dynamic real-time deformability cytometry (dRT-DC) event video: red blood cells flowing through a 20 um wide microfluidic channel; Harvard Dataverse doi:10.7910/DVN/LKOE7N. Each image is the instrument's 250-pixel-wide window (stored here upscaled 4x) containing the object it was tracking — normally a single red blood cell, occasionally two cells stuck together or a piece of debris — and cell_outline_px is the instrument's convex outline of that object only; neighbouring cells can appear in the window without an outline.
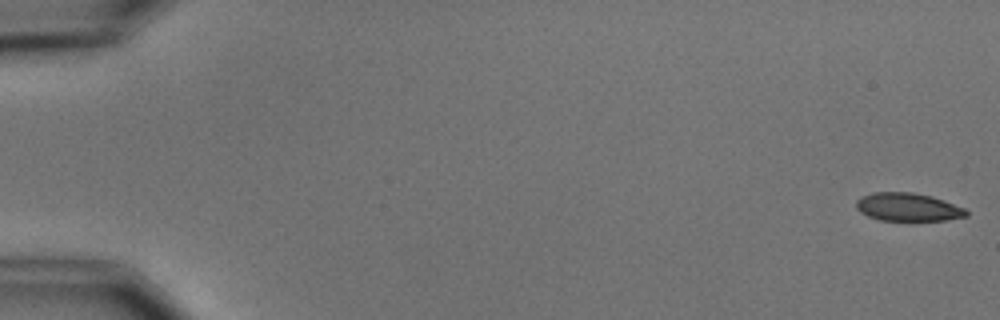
{"species": "common noctule bat (a hibernating species)", "species_latin": "Nyctalus noctula", "temperature_condition": "cold", "stored_images_in_passage": 8, "camera_frame_rate_fps": 3000, "um_per_image_px": 0.085, "animal": {"sex": "male", "body_mass_g": 15.6}, "frame": {"image": 1, "passage_image": 1, "time_ms": 0.0, "image_size_px": [1000, 320], "cell_outline_px": [[968, 216], [948, 220], [880, 220], [868, 216], [860, 212], [856, 208], [856, 200], [860, 196], [872, 192], [912, 192], [932, 196], [944, 200], [964, 208], [968, 212]], "centroid_in_image_um": [77.16, 17.59], "position_along_channel_um": 7.8, "area_um2": 18.15}}
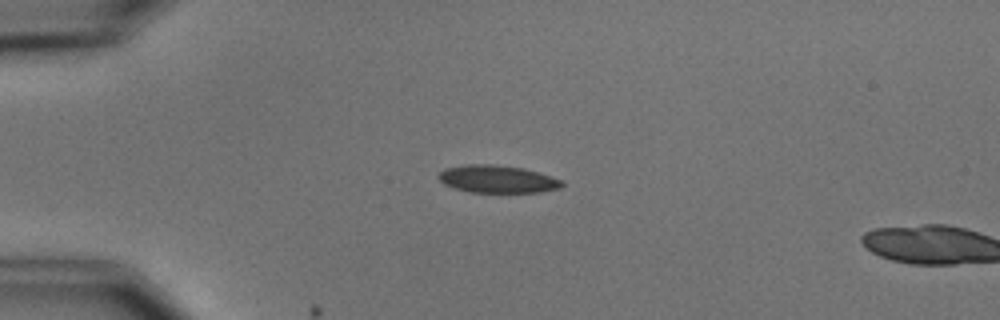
{"frame": {"image": 2, "passage_image": 4, "time_ms": 4.333, "image_size_px": [1000, 320], "cell_outline_px": [[564, 184], [560, 188], [540, 192], [468, 192], [452, 188], [444, 184], [436, 176], [444, 168], [468, 164], [492, 164], [524, 168], [560, 180]], "centroid_in_image_um": [42.21, 15.22], "position_along_channel_um": 42.8, "area_um2": 19.77}}